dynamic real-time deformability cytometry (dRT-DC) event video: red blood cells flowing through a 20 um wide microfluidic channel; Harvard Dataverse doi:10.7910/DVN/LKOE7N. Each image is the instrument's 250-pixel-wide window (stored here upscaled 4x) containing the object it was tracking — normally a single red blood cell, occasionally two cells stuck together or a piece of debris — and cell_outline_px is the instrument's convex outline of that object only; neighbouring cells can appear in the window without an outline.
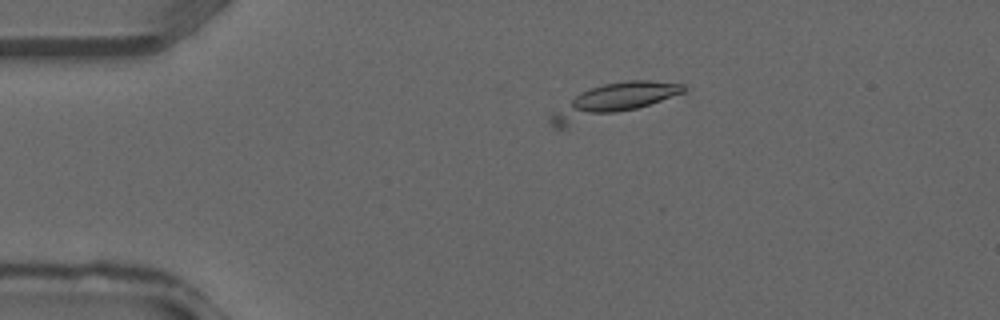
{"species": "common noctule bat (a hibernating species)", "species_latin": "Nyctalus noctula", "temperature_condition": "warm", "stored_images_in_passage": 3, "camera_frame_rate_fps": 3000, "um_per_image_px": 0.085, "animal": {"sex": "male", "forearm_length_mm": 52.5}, "frame": {"image": 1, "passage_image": 3, "time_ms": 0.667, "image_size_px": [1000, 320], "cell_outline_px": [[684, 92], [636, 108], [564, 128], [556, 128], [548, 120], [548, 116], [552, 112], [580, 92], [604, 84], [628, 80], [648, 80], [684, 84]], "centroid_in_image_um": [51.98, 8.56], "position_along_channel_um": 33.0, "area_um2": 24.33}}